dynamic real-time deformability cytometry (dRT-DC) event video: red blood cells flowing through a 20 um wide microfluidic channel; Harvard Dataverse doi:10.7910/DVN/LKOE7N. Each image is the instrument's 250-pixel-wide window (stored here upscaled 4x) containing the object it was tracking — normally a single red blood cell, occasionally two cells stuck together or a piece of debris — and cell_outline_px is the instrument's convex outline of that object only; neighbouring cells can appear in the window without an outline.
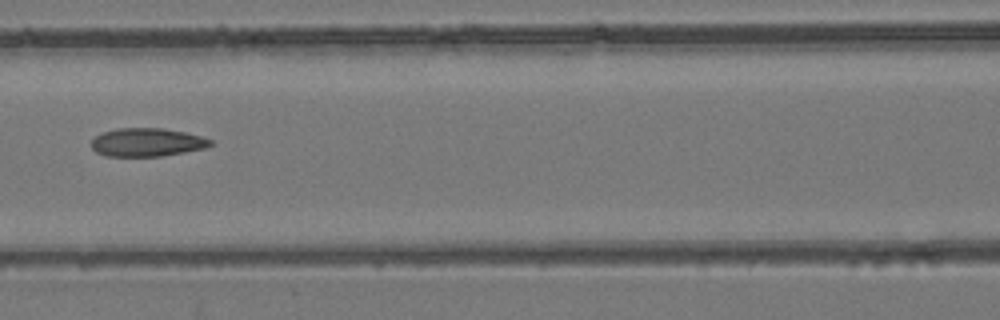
{"species": "common noctule bat (a hibernating species)", "species_latin": "Nyctalus noctula", "temperature_condition": "room temperature", "stored_images_in_passage": 4, "camera_frame_rate_fps": 3000, "um_per_image_px": 0.085, "animal": {"sex": "female", "body_mass_g": 24.6, "forearm_length_mm": 56.2}, "frame": {"image": 1, "passage_image": 3, "time_ms": 2.333, "image_size_px": [1000, 320], "cell_outline_px": [[212, 144], [204, 148], [184, 152], [160, 156], [108, 156], [96, 152], [92, 148], [92, 140], [96, 136], [104, 132], [116, 128], [164, 128], [184, 132], [200, 136], [212, 140]], "centroid_in_image_um": [12.49, 12.09], "position_along_channel_um": 154.1, "area_um2": 19.48}}
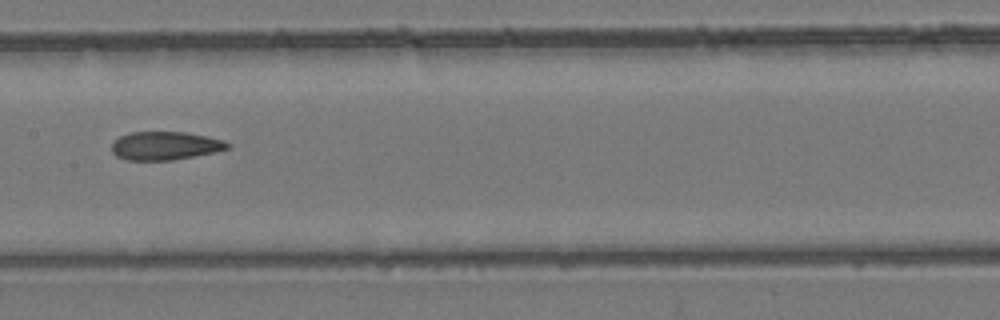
{"frame": {"image": 2, "passage_image": 4, "time_ms": 3.333, "image_size_px": [1000, 320], "cell_outline_px": [[232, 144], [228, 148], [212, 152], [172, 160], [128, 160], [116, 156], [112, 152], [112, 144], [120, 136], [128, 132], [184, 132], [208, 136], [224, 140]], "centroid_in_image_um": [14.03, 12.38], "position_along_channel_um": 193.4, "area_um2": 19.02}}